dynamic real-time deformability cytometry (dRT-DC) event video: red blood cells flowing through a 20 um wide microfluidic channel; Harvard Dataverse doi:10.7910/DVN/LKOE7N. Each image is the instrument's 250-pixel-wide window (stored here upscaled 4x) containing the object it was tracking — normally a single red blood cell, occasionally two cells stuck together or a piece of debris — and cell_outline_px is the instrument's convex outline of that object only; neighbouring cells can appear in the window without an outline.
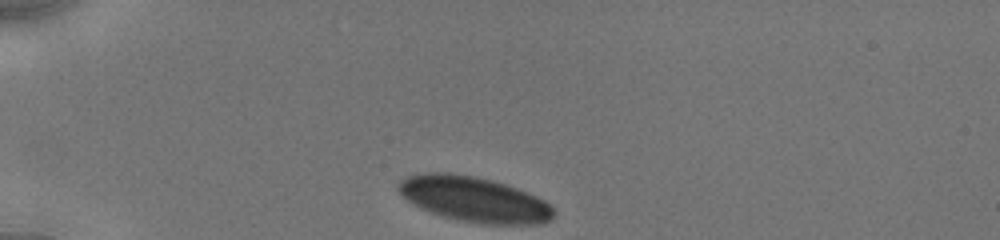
{"species": "human", "species_latin": "Homo sapiens", "temperature_condition": "cold", "stored_images_in_passage": 30, "camera_frame_rate_fps": 3000, "um_per_image_px": 0.085, "donor": {"sex": "male"}, "frame": {"image": 1, "passage_image": 1, "time_ms": 0.0, "image_size_px": [1000, 240], "cell_outline_px": [[556, 212], [548, 220], [540, 224], [484, 224], [460, 220], [444, 216], [420, 208], [408, 200], [396, 188], [396, 184], [400, 180], [408, 176], [424, 172], [448, 172], [472, 176], [492, 180], [516, 188], [536, 196], [544, 200]], "centroid_in_image_um": [40.27, 16.93], "position_along_channel_um": 44.7, "area_um2": 40.58}}
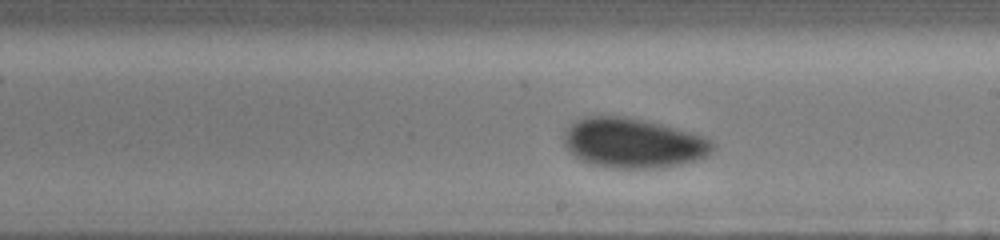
{"frame": {"image": 2, "passage_image": 17, "time_ms": 6.0, "image_size_px": [1000, 240], "cell_outline_px": [[716, 148], [708, 156], [696, 160], [660, 168], [616, 168], [592, 164], [580, 160], [564, 144], [564, 132], [576, 120], [584, 116], [624, 116], [644, 120], [692, 132], [704, 136], [712, 140], [716, 144]], "centroid_in_image_um": [53.86, 12.15], "position_along_channel_um": 235.1, "area_um2": 43.23}}
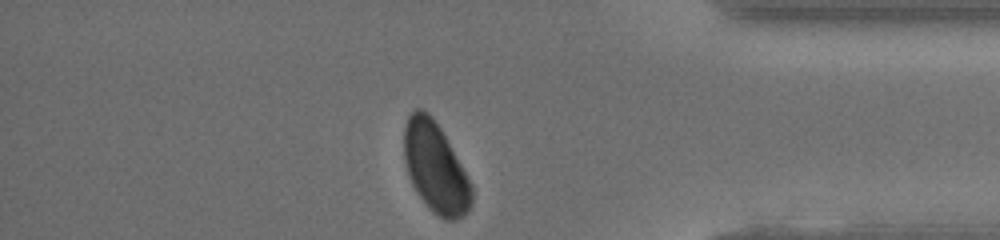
{"frame": {"image": 3, "passage_image": 30, "time_ms": 10.667, "image_size_px": [1000, 240], "cell_outline_px": [[472, 204], [468, 212], [464, 216], [456, 220], [444, 220], [432, 212], [428, 208], [416, 192], [408, 176], [404, 160], [404, 124], [408, 116], [416, 108], [420, 108], [428, 112], [432, 116], [440, 128], [472, 184]], "centroid_in_image_um": [37.0, 14.28], "position_along_channel_um": 398.2, "area_um2": 35.66}, "authors_computed_cell_mechanics": {"area_um2": 41.9339, "velocity_mm_per_s": 3.8796, "shape_relaxation_time_tau1_ms": 2.1335, "shape_relaxation_time_tau2_ms": null, "deformation_change_tau1": 0.0578, "deformation_change_tau2": null}}